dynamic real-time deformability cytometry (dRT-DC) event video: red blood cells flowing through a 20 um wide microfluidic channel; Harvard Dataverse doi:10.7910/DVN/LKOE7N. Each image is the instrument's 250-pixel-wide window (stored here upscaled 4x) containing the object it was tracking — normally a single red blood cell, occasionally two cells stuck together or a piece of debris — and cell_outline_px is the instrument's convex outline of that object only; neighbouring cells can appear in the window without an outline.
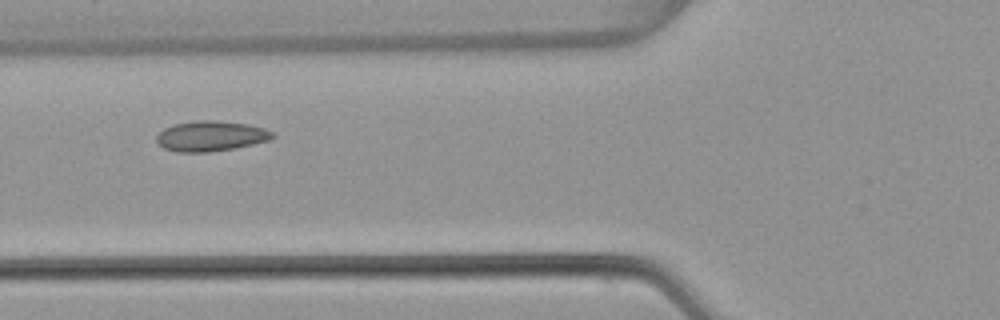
{"species": "common noctule bat (a hibernating species)", "species_latin": "Nyctalus noctula", "temperature_condition": "warm", "stored_images_in_passage": 6, "camera_frame_rate_fps": 3000, "um_per_image_px": 0.085, "animal": {"sex": "female", "body_mass_g": 22.7, "forearm_length_mm": 54.2}, "frame": {"image": 1, "passage_image": 4, "time_ms": 1.0, "image_size_px": [1000, 320], "cell_outline_px": [[276, 136], [268, 140], [236, 148], [208, 152], [176, 152], [164, 148], [156, 140], [156, 136], [164, 128], [176, 124], [200, 120], [216, 120], [248, 124], [264, 128], [272, 132]], "centroid_in_image_um": [17.92, 11.57], "position_along_channel_um": 107.9, "area_um2": 20.35}}
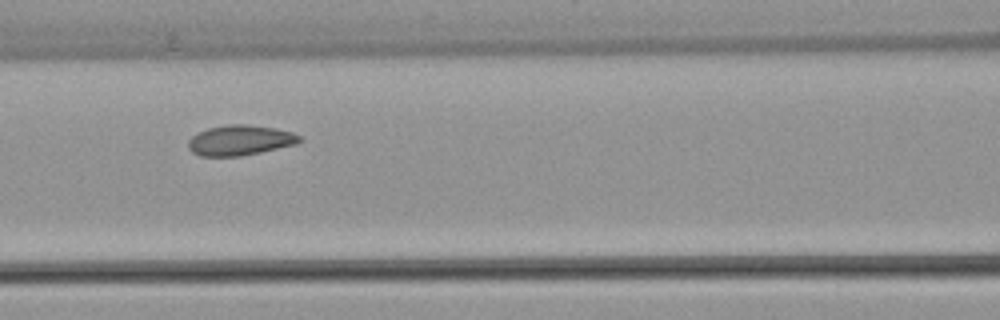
{"frame": {"image": 2, "passage_image": 5, "time_ms": 1.333, "image_size_px": [1000, 320], "cell_outline_px": [[304, 140], [296, 144], [260, 152], [240, 156], [200, 156], [192, 152], [188, 148], [188, 140], [192, 136], [208, 128], [228, 124], [248, 124], [276, 128], [292, 132], [300, 136]], "centroid_in_image_um": [20.41, 11.92], "position_along_channel_um": 146.2, "area_um2": 19.65}}